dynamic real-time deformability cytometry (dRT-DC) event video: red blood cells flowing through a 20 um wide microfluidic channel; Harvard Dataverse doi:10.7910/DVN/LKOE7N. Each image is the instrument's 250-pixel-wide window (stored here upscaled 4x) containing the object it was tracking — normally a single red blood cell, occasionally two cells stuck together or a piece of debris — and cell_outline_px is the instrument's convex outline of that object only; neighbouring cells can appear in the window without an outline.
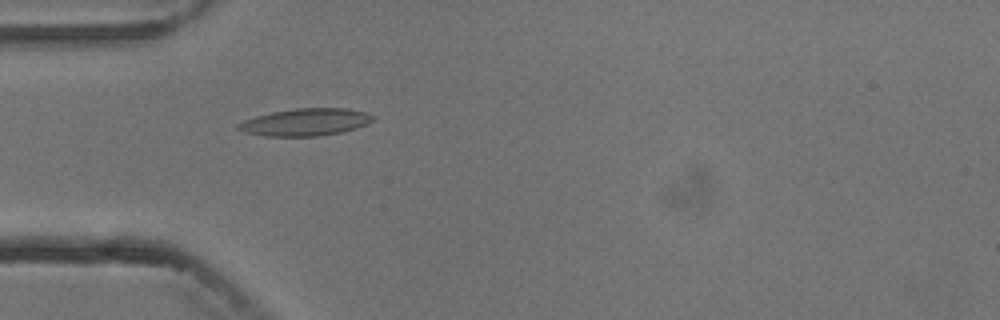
{"species": "common noctule bat (a hibernating species)", "species_latin": "Nyctalus noctula", "temperature_condition": "cold", "stored_images_in_passage": 4, "camera_frame_rate_fps": 3000, "um_per_image_px": 0.085, "animal": {"sex": "male", "body_mass_g": 13.3}, "frame": {"image": 1, "passage_image": 4, "time_ms": 3.667, "image_size_px": [1000, 320], "cell_outline_px": [[376, 120], [368, 124], [356, 128], [340, 132], [320, 136], [264, 136], [244, 132], [236, 128], [236, 124], [244, 120], [256, 116], [272, 112], [296, 108], [348, 108], [368, 112], [376, 116]], "centroid_in_image_um": [26.01, 10.37], "position_along_channel_um": 59.0, "area_um2": 21.68}}